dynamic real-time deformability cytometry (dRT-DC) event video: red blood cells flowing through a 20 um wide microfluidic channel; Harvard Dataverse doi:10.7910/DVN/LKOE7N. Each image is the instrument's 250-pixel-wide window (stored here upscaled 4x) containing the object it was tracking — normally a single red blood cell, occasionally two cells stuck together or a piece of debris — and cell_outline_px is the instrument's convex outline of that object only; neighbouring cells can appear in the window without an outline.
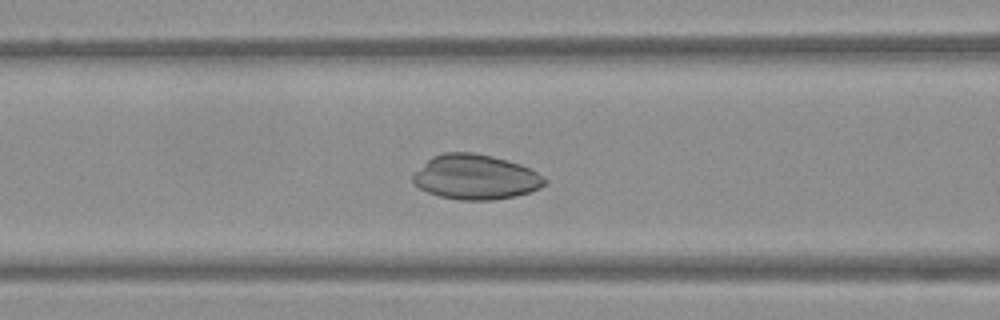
{"species": "Egyptian fruit bat (a non-hibernating species)", "species_latin": "Rousettus aegyptiacus", "temperature_condition": "warm", "stored_images_in_passage": 52, "camera_frame_rate_fps": 3000, "um_per_image_px": 0.085, "frame": {"image": 1, "passage_image": 21, "time_ms": 6.667, "image_size_px": [1000, 320], "cell_outline_px": [[548, 184], [540, 188], [516, 196], [496, 200], [460, 200], [440, 196], [428, 192], [412, 184], [412, 176], [432, 156], [444, 152], [472, 152], [492, 156], [508, 160], [520, 164], [536, 172], [548, 180]], "centroid_in_image_um": [40.44, 15.05], "position_along_channel_um": 126.2, "area_um2": 34.51}}
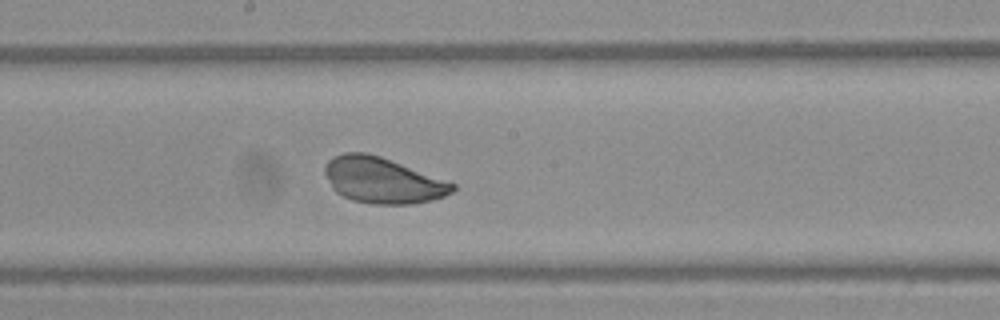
{"frame": {"image": 2, "passage_image": 28, "time_ms": 9.0, "image_size_px": [1000, 320], "cell_outline_px": [[456, 188], [452, 192], [444, 196], [432, 200], [412, 204], [372, 204], [352, 200], [336, 192], [332, 188], [324, 172], [324, 168], [328, 160], [332, 156], [344, 152], [364, 152], [380, 156], [456, 184]], "centroid_in_image_um": [32.5, 15.33], "position_along_channel_um": 215.7, "area_um2": 33.99}}
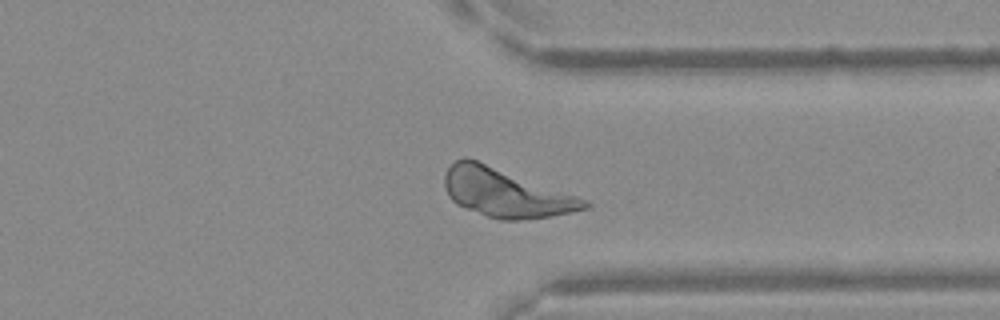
{"frame": {"image": 3, "passage_image": 40, "time_ms": 13.0, "image_size_px": [1000, 320], "cell_outline_px": [[592, 204], [588, 208], [572, 212], [548, 216], [520, 220], [500, 220], [464, 208], [456, 204], [448, 196], [444, 188], [444, 176], [448, 168], [456, 160], [464, 156], [468, 156], [576, 196]], "centroid_in_image_um": [42.91, 16.37], "position_along_channel_um": 368.5, "area_um2": 39.36}}